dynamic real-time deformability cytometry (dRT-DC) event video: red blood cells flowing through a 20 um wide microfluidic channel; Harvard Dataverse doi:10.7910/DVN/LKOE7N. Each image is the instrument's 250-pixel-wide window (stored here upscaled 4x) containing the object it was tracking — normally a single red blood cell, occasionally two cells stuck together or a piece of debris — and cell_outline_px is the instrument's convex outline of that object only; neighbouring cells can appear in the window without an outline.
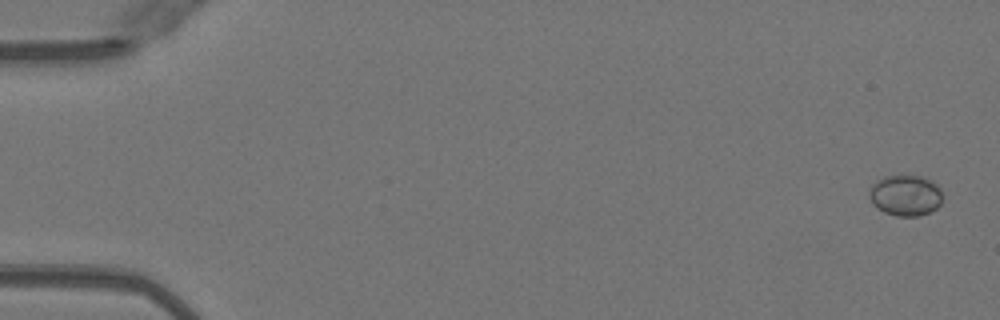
{"species": "Egyptian fruit bat (a non-hibernating species)", "species_latin": "Rousettus aegyptiacus", "temperature_condition": "warm", "stored_images_in_passage": 50, "camera_frame_rate_fps": 3000, "um_per_image_px": 0.085, "animal": {"sex": "female"}, "frame": {"image": 1, "passage_image": 1, "time_ms": 0.0, "image_size_px": [1000, 320], "cell_outline_px": [[940, 204], [936, 208], [920, 216], [896, 216], [884, 212], [872, 204], [868, 196], [872, 184], [876, 180], [884, 176], [908, 172], [932, 180], [940, 188]], "centroid_in_image_um": [76.92, 16.55], "position_along_channel_um": 8.1, "area_um2": 17.92}}
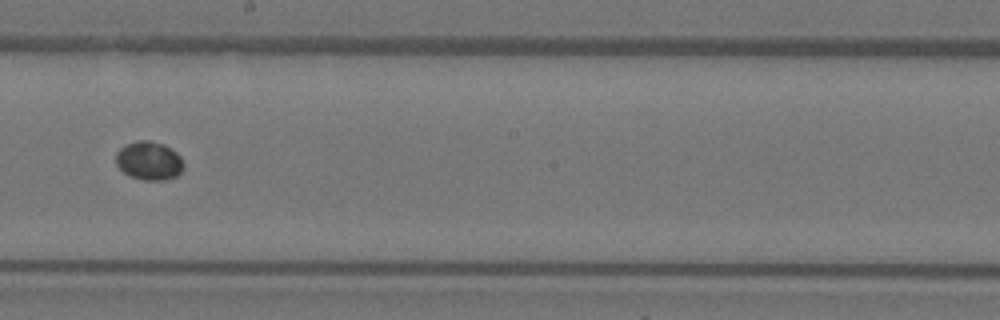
{"frame": {"image": 2, "passage_image": 29, "time_ms": 9.333, "image_size_px": [1000, 320], "cell_outline_px": [[184, 168], [176, 176], [164, 180], [144, 180], [132, 176], [124, 172], [116, 164], [116, 152], [124, 144], [136, 140], [148, 140], [164, 144], [176, 152], [180, 156], [184, 164]], "centroid_in_image_um": [12.67, 13.64], "position_along_channel_um": 235.5, "area_um2": 15.26}}
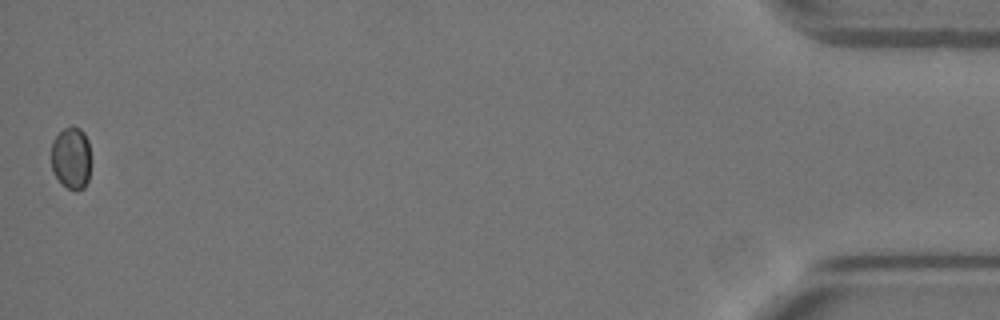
{"frame": {"image": 3, "passage_image": 50, "time_ms": 16.333, "image_size_px": [1000, 320], "cell_outline_px": [[92, 160], [88, 180], [84, 188], [76, 192], [68, 188], [52, 172], [52, 140], [64, 128], [72, 124], [80, 128], [84, 132], [88, 140]], "centroid_in_image_um": [6.1, 13.41], "position_along_channel_um": 429.1, "area_um2": 14.8}}